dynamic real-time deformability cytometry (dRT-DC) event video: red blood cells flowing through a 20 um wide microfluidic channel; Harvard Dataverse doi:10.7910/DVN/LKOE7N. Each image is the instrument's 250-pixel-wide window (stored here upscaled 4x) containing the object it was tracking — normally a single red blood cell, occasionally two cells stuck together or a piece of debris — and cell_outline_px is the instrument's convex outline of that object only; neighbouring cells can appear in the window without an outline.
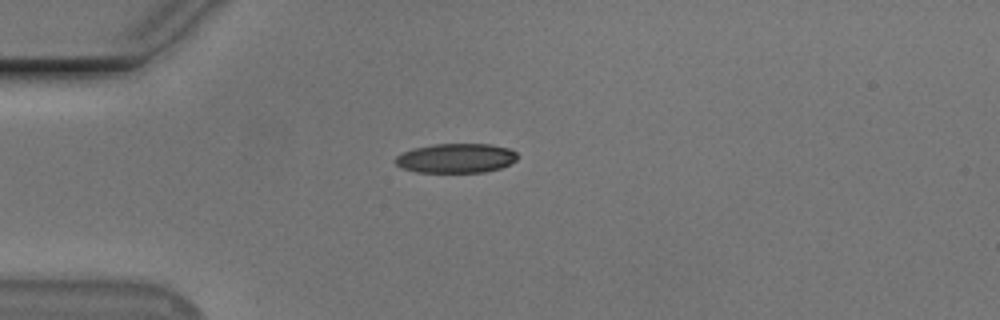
{"species": "Egyptian fruit bat (a non-hibernating species)", "species_latin": "Rousettus aegyptiacus", "temperature_condition": "cold", "stored_images_in_passage": 41, "camera_frame_rate_fps": 3000, "um_per_image_px": 0.085, "animal": {"sex": "male"}, "frame": {"image": 1, "passage_image": 1, "time_ms": 0.0, "image_size_px": [1000, 320], "cell_outline_px": [[520, 156], [516, 160], [500, 168], [484, 172], [416, 172], [400, 168], [392, 160], [400, 152], [412, 148], [432, 144], [488, 144], [512, 148]], "centroid_in_image_um": [38.72, 13.44], "position_along_channel_um": 46.3, "area_um2": 21.33}}
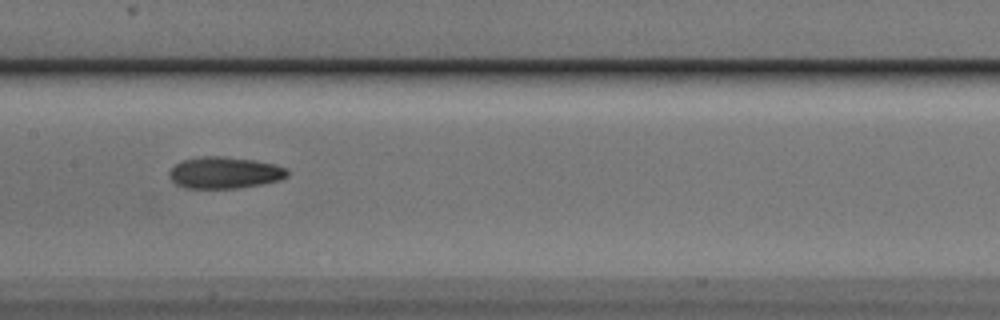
{"frame": {"image": 2, "passage_image": 14, "time_ms": 4.333, "image_size_px": [1000, 320], "cell_outline_px": [[288, 176], [280, 180], [260, 184], [236, 188], [184, 188], [176, 184], [168, 176], [168, 172], [176, 164], [184, 160], [204, 156], [220, 156], [256, 160], [276, 164], [288, 168]], "centroid_in_image_um": [19.11, 14.68], "position_along_channel_um": 188.3, "area_um2": 21.79}}
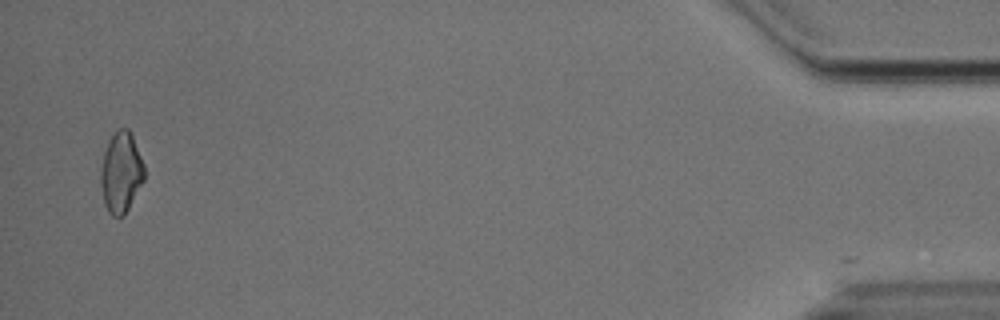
{"frame": {"image": 3, "passage_image": 40, "time_ms": 13.0, "image_size_px": [1000, 320], "cell_outline_px": [[144, 180], [124, 216], [112, 216], [108, 212], [104, 204], [100, 184], [100, 168], [104, 152], [112, 136], [120, 128], [128, 128], [132, 136], [144, 164]], "centroid_in_image_um": [10.28, 14.69], "position_along_channel_um": 424.9, "area_um2": 20.35}, "authors_computed_cell_mechanics": {"area_um2": 21.3282, "velocity_mm_per_s": 3.7198, "shape_relaxation_time_tau1_ms": 4.9357, "shape_relaxation_time_tau2_ms": 4.342, "deformation_change_tau1": 0.1381, "deformation_change_tau2": 0.1131}}